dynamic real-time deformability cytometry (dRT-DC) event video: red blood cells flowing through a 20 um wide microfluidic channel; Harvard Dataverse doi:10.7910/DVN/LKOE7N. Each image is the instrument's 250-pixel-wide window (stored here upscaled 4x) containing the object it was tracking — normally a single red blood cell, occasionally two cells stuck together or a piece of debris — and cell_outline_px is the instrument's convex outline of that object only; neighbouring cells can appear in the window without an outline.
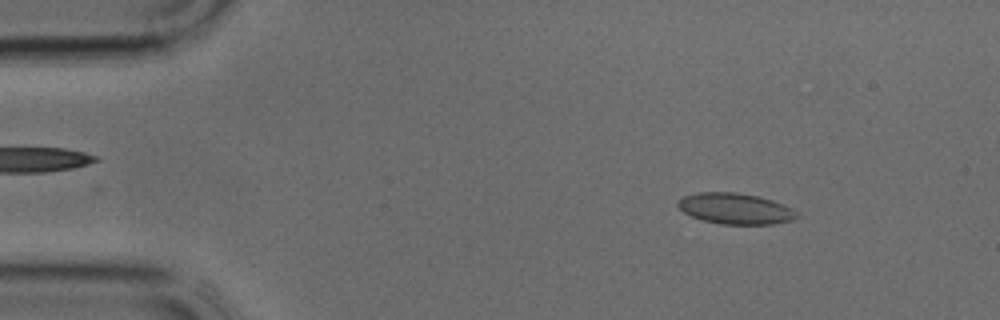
{"species": "common noctule bat (a hibernating species)", "species_latin": "Nyctalus noctula", "temperature_condition": "cold", "stored_images_in_passage": 38, "segment_of_instrument_passage": [1, 2], "camera_frame_rate_fps": 3000, "um_per_image_px": 0.085, "animal": {"sex": "male", "body_mass_g": 17.9, "forearm_length_mm": 54.2}, "frame": {"image": 1, "passage_image": 4, "time_ms": 1.0, "image_size_px": [1000, 320], "cell_outline_px": [[800, 216], [792, 220], [772, 224], [720, 224], [704, 220], [692, 216], [684, 212], [676, 204], [684, 196], [700, 192], [736, 192], [760, 196], [784, 204], [792, 208]], "centroid_in_image_um": [62.54, 17.73], "position_along_channel_um": 22.5, "area_um2": 21.39}}
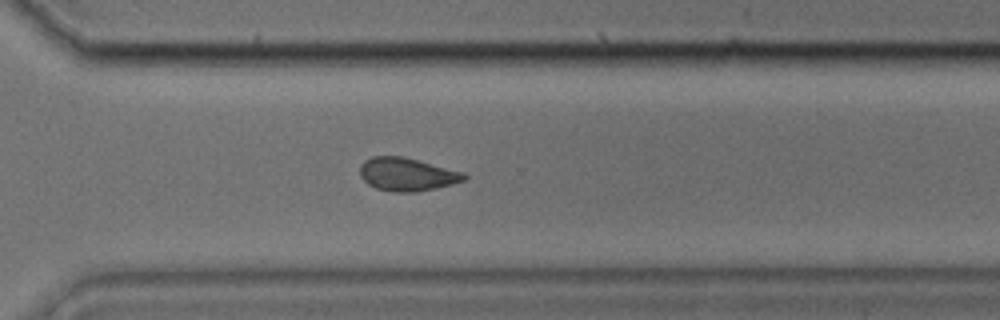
{"frame": {"image": 2, "passage_image": 26, "time_ms": 8.333, "image_size_px": [1000, 320], "cell_outline_px": [[468, 176], [464, 180], [452, 184], [436, 188], [416, 192], [392, 192], [376, 188], [368, 184], [360, 176], [360, 164], [364, 160], [372, 156], [404, 156], [464, 172]], "centroid_in_image_um": [34.58, 14.81], "position_along_channel_um": 336.0, "area_um2": 20.29}}
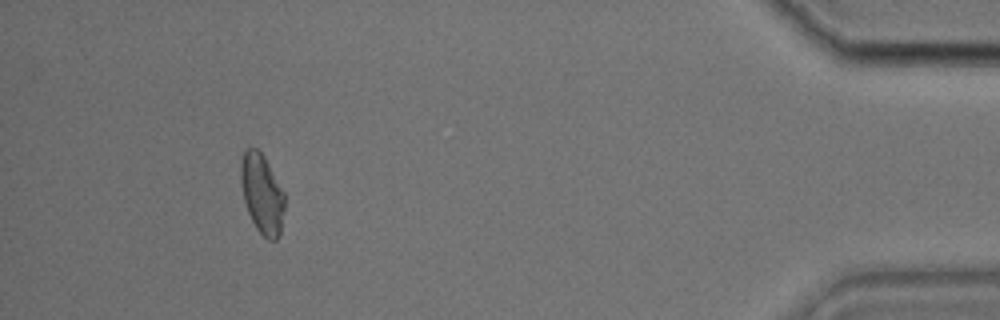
{"frame": {"image": 3, "passage_image": 34, "time_ms": 11.0, "image_size_px": [1000, 320], "cell_outline_px": [[284, 208], [280, 232], [276, 240], [268, 240], [256, 228], [248, 212], [244, 200], [240, 180], [240, 164], [244, 152], [248, 148], [256, 148], [264, 156], [284, 192]], "centroid_in_image_um": [22.26, 16.47], "position_along_channel_um": 412.9, "area_um2": 20.11}}